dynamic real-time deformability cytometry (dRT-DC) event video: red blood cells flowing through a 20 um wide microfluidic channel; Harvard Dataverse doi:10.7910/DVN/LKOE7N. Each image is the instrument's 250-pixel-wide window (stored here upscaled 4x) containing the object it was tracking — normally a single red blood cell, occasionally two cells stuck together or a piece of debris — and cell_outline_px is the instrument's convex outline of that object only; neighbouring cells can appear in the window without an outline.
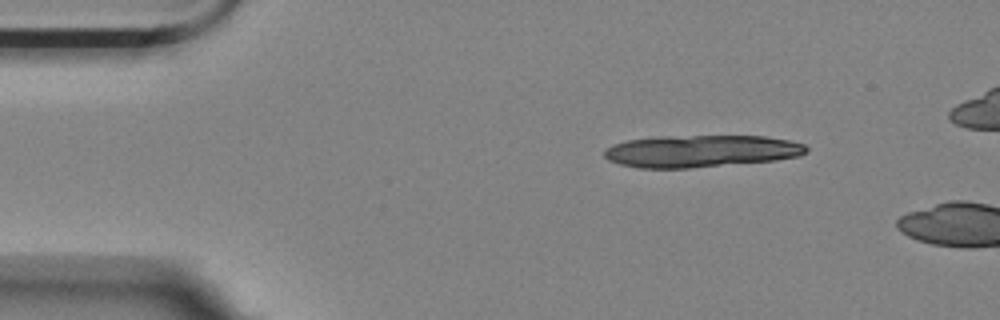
{"species": "Egyptian fruit bat (a non-hibernating species)", "species_latin": "Rousettus aegyptiacus", "temperature_condition": "room temperature", "stored_images_in_passage": 2, "camera_frame_rate_fps": 3000, "um_per_image_px": 0.085, "animal": {"sex": "female"}, "frame": {"image": 1, "passage_image": 1, "time_ms": 0.0, "image_size_px": [1000, 320], "cell_outline_px": [[808, 152], [800, 156], [776, 160], [688, 168], [640, 168], [620, 164], [608, 160], [604, 156], [604, 148], [612, 144], [628, 140], [656, 136], [764, 136], [792, 140], [804, 144], [808, 148]], "centroid_in_image_um": [59.59, 12.84], "position_along_channel_um": 25.4, "area_um2": 38.09}}